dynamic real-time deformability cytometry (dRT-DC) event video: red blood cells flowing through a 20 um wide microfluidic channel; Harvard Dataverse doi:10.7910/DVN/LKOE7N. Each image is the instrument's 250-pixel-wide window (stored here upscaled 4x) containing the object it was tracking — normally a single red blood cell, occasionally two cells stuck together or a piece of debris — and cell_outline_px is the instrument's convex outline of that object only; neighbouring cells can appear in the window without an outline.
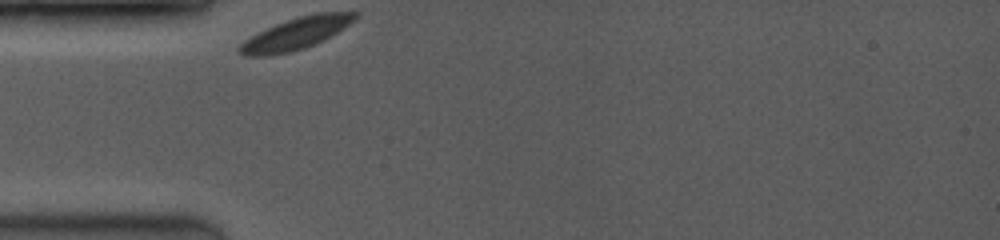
{"species": "common noctule bat (a hibernating species)", "species_latin": "Nyctalus noctula", "temperature_condition": "room temperature", "stored_images_in_passage": 34, "camera_frame_rate_fps": 3500, "um_per_image_px": 0.085, "animal": {"sex": "female", "body_mass_g": 19.0, "forearm_length_mm": 53.3}, "frame": {"image": 1, "passage_image": 1, "time_ms": 0.0, "image_size_px": [1000, 240], "cell_outline_px": [[360, 16], [356, 20], [344, 28], [324, 40], [304, 48], [272, 56], [244, 56], [236, 48], [244, 40], [276, 24], [300, 16], [316, 12], [360, 12]], "centroid_in_image_um": [25.2, 2.85], "position_along_channel_um": 59.8, "area_um2": 21.39}}
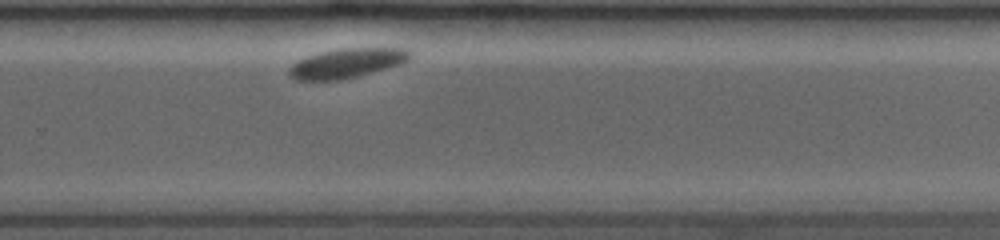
{"frame": {"image": 2, "passage_image": 25, "time_ms": 6.857, "image_size_px": [1000, 240], "cell_outline_px": [[412, 56], [408, 60], [400, 64], [356, 76], [340, 80], [296, 80], [288, 76], [288, 68], [292, 64], [308, 56], [320, 52], [340, 48], [404, 48]], "centroid_in_image_um": [29.43, 5.37], "position_along_channel_um": 300.4, "area_um2": 20.52}}
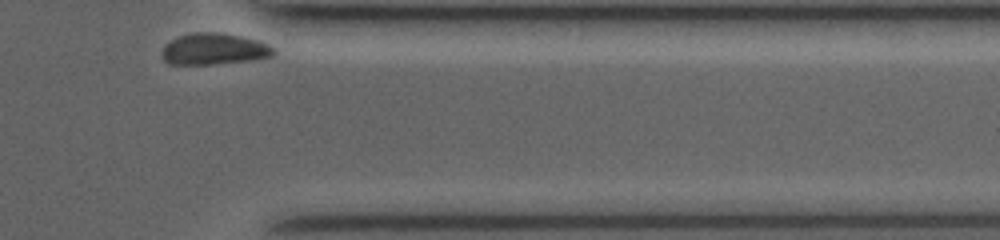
{"frame": {"image": 3, "passage_image": 34, "time_ms": 9.429, "image_size_px": [1000, 240], "cell_outline_px": [[276, 52], [272, 56], [248, 60], [208, 64], [168, 64], [164, 60], [164, 48], [172, 40], [180, 36], [196, 32], [216, 32], [240, 36], [256, 40], [268, 44], [276, 48]], "centroid_in_image_um": [18.24, 4.16], "position_along_channel_um": 393.2, "area_um2": 19.94}, "authors_computed_cell_mechanics": {"area_um2": 20.9236, "velocity_mm_per_s": 3.5632, "shape_relaxation_time_tau1_ms": 1.3641, "shape_relaxation_time_tau2_ms": null, "deformation_change_tau1": 0.039, "deformation_change_tau2": null}}